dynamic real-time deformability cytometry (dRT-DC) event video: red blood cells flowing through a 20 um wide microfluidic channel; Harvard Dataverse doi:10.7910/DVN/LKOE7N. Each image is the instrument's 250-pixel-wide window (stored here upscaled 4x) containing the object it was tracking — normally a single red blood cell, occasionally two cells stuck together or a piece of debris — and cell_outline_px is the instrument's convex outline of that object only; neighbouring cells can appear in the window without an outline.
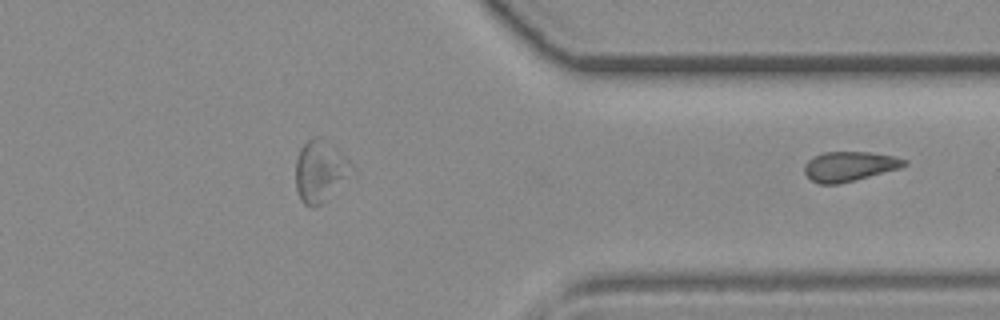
{"species": "common noctule bat (a hibernating species)", "species_latin": "Nyctalus noctula", "temperature_condition": "room temperature", "stored_images_in_passage": 22, "segment_of_instrument_passage": [2, 2], "camera_frame_rate_fps": 3000, "um_per_image_px": 0.085, "animal": {"sex": "female", "body_mass_g": 19.3, "forearm_length_mm": 54.1}, "frame": {"image": 1, "passage_image": 22, "time_ms": 7.0, "image_size_px": [1000, 320], "cell_outline_px": [[908, 164], [900, 168], [840, 184], [820, 184], [812, 180], [804, 172], [804, 164], [812, 156], [824, 152], [868, 152], [892, 156], [908, 160]], "centroid_in_image_um": [72.18, 14.14], "position_along_channel_um": 339.2, "area_um2": 17.28}}